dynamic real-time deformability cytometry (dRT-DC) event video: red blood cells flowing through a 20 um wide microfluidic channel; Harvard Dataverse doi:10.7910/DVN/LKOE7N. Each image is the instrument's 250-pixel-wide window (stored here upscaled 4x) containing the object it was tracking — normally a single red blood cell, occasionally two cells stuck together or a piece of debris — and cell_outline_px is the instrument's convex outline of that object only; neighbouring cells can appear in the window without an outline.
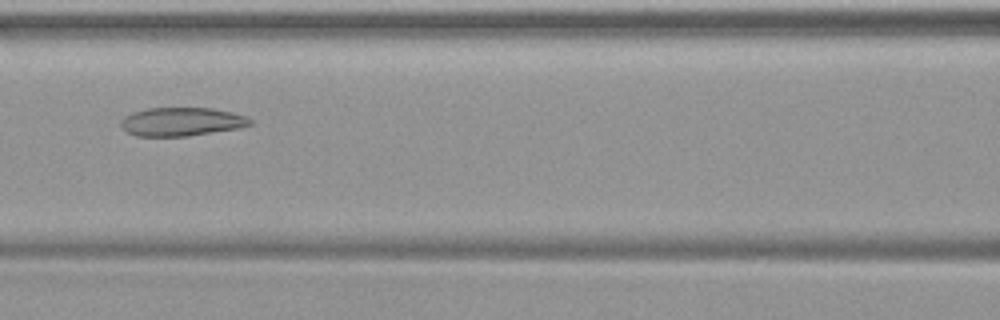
{"species": "common noctule bat (a hibernating species)", "species_latin": "Nyctalus noctula", "temperature_condition": "warm", "stored_images_in_passage": 46, "camera_frame_rate_fps": 3000, "um_per_image_px": 0.085, "animal": {"sex": "female", "body_mass_g": 19.9}, "frame": {"image": 1, "passage_image": 21, "time_ms": 6.667, "image_size_px": [1000, 320], "cell_outline_px": [[252, 124], [240, 128], [188, 136], [136, 136], [120, 128], [120, 120], [124, 116], [132, 112], [148, 108], [212, 108], [232, 112], [244, 116], [252, 120]], "centroid_in_image_um": [15.4, 10.35], "position_along_channel_um": 151.2, "area_um2": 21.62}}
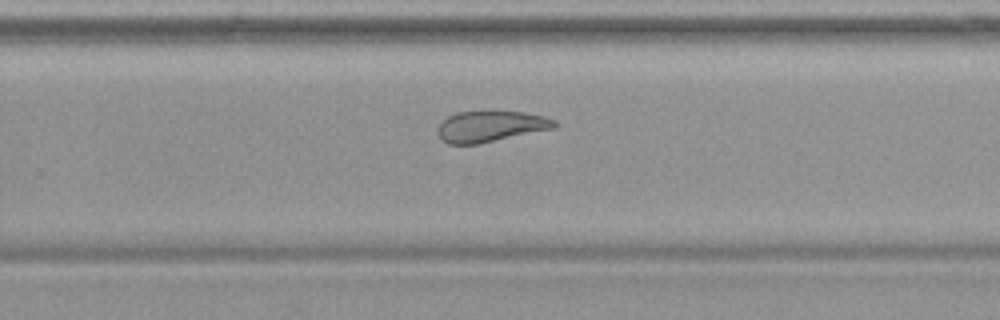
{"frame": {"image": 2, "passage_image": 31, "time_ms": 10.0, "image_size_px": [1000, 320], "cell_outline_px": [[556, 128], [476, 144], [448, 144], [440, 140], [436, 132], [436, 128], [448, 116], [456, 112], [524, 112], [544, 116], [556, 120]], "centroid_in_image_um": [41.67, 10.75], "position_along_channel_um": 288.1, "area_um2": 20.98}}
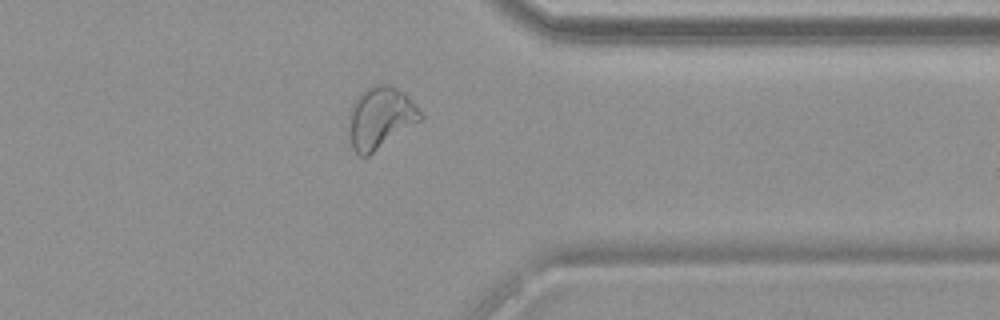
{"frame": {"image": 3, "passage_image": 38, "time_ms": 12.333, "image_size_px": [1000, 320], "cell_outline_px": [[424, 116], [420, 120], [368, 156], [360, 156], [352, 148], [348, 136], [348, 108], [356, 96], [364, 88], [372, 84], [388, 84], [404, 92], [416, 104]], "centroid_in_image_um": [32.27, 9.97], "position_along_channel_um": 379.1, "area_um2": 26.24}}